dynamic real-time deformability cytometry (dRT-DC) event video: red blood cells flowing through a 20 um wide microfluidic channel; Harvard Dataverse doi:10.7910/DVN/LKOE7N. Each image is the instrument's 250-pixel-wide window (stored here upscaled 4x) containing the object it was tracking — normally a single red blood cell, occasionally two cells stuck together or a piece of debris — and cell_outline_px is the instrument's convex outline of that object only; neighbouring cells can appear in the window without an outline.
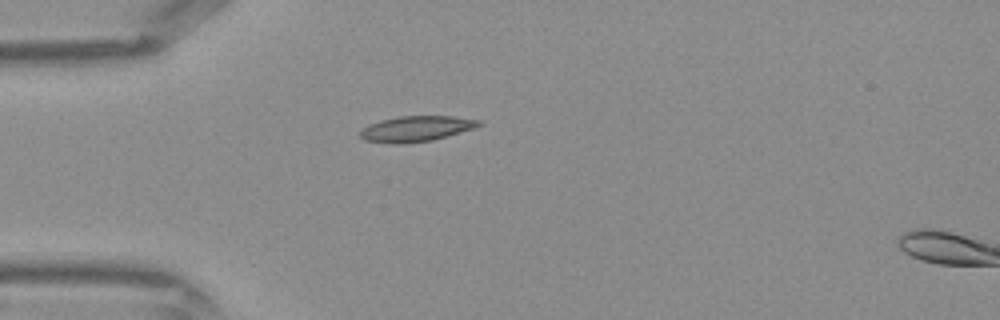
{"species": "Egyptian fruit bat (a non-hibernating species)", "species_latin": "Rousettus aegyptiacus", "temperature_condition": "warm", "stored_images_in_passage": 3, "camera_frame_rate_fps": 3000, "um_per_image_px": 0.085, "frame": {"image": 1, "passage_image": 1, "time_ms": 0.0, "image_size_px": [1000, 320], "cell_outline_px": [[484, 124], [448, 136], [432, 140], [400, 144], [388, 144], [364, 140], [360, 136], [360, 132], [368, 124], [380, 120], [400, 116], [452, 116], [480, 120]], "centroid_in_image_um": [35.35, 10.94], "position_along_channel_um": 49.7, "area_um2": 17.69}}